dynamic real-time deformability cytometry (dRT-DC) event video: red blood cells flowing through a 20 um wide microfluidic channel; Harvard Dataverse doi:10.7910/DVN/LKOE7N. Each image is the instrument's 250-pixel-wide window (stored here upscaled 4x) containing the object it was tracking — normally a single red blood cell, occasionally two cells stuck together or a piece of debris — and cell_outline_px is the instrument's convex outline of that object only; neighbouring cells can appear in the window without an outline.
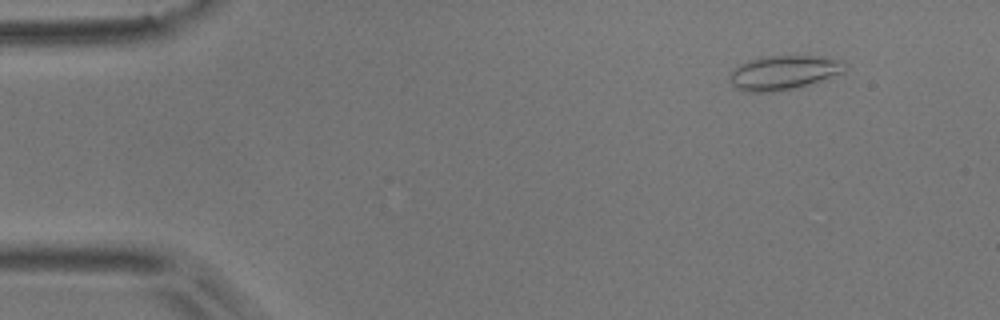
{"species": "common noctule bat (a hibernating species)", "species_latin": "Nyctalus noctula", "temperature_condition": "room temperature", "stored_images_in_passage": 7, "camera_frame_rate_fps": 3000, "um_per_image_px": 0.085, "animal": {"sex": "male", "body_mass_g": 17.9}, "frame": {"image": 1, "passage_image": 1, "time_ms": 0.0, "image_size_px": [1000, 320], "cell_outline_px": [[848, 64], [844, 72], [808, 84], [792, 88], [772, 92], [744, 92], [736, 88], [732, 84], [728, 76], [732, 68], [736, 64], [748, 60], [768, 56], [812, 56], [844, 60]], "centroid_in_image_um": [66.55, 6.16], "position_along_channel_um": 18.4, "area_um2": 23.06}}
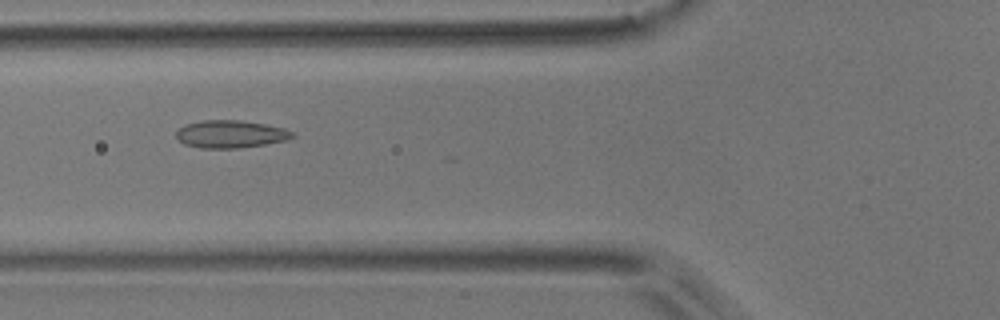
{"frame": {"image": 2, "passage_image": 5, "time_ms": 1.333, "image_size_px": [1000, 320], "cell_outline_px": [[296, 136], [288, 140], [264, 144], [236, 148], [200, 148], [184, 144], [176, 136], [176, 132], [184, 124], [200, 120], [240, 120], [264, 124], [284, 128], [292, 132]], "centroid_in_image_um": [19.59, 11.39], "position_along_channel_um": 106.2, "area_um2": 18.67}}
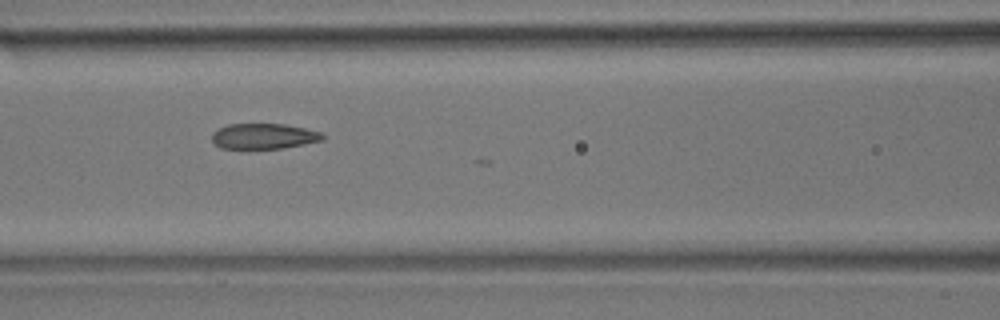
{"frame": {"image": 3, "passage_image": 6, "time_ms": 1.667, "image_size_px": [1000, 320], "cell_outline_px": [[324, 140], [284, 148], [248, 152], [220, 148], [212, 140], [212, 132], [228, 124], [284, 124], [304, 128], [320, 132], [324, 136]], "centroid_in_image_um": [22.36, 11.63], "position_along_channel_um": 144.2, "area_um2": 17.22}}